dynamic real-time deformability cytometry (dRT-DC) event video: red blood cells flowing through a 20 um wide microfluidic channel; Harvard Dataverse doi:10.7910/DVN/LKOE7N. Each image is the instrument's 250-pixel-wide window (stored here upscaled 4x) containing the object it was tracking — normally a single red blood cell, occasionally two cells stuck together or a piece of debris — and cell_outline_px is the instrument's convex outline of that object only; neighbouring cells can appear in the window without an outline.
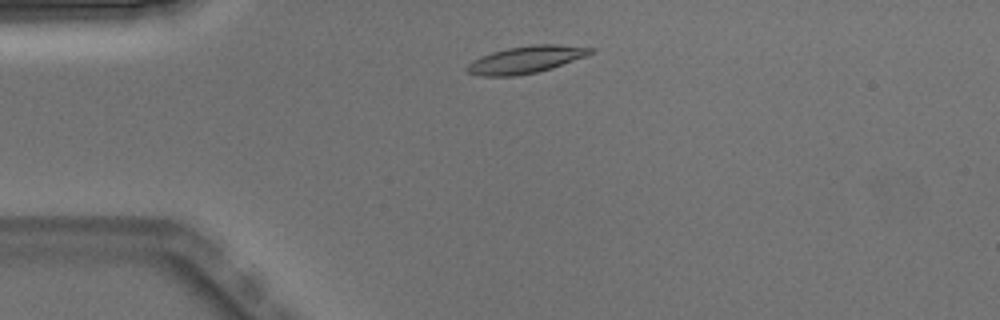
{"species": "Egyptian fruit bat (a non-hibernating species)", "species_latin": "Rousettus aegyptiacus", "temperature_condition": "warm", "stored_images_in_passage": 2, "camera_frame_rate_fps": 3000, "um_per_image_px": 0.085, "animal": {"sex": "male"}, "frame": {"image": 1, "passage_image": 2, "time_ms": 0.333, "image_size_px": [1000, 320], "cell_outline_px": [[596, 48], [592, 52], [584, 56], [552, 68], [536, 72], [516, 76], [484, 76], [468, 72], [464, 68], [468, 64], [480, 56], [492, 52], [508, 48], [532, 44], [556, 44]], "centroid_in_image_um": [44.68, 5.06], "position_along_channel_um": 40.3, "area_um2": 19.36}}